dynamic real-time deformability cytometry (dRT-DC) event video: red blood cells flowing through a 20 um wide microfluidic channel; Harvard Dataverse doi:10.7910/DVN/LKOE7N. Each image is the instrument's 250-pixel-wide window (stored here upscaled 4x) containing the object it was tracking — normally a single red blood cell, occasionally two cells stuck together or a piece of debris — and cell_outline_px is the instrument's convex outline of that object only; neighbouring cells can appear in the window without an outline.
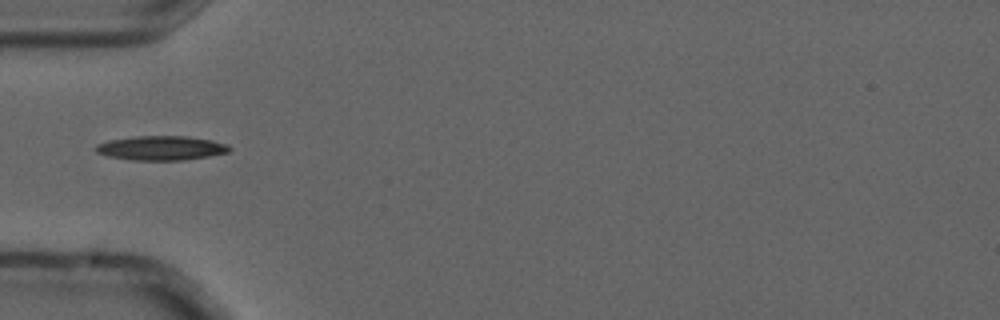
{"species": "common noctule bat (a hibernating species)", "species_latin": "Nyctalus noctula", "temperature_condition": "cold", "stored_images_in_passage": 10, "camera_frame_rate_fps": 3000, "um_per_image_px": 0.085, "animal": {"sex": "male", "forearm_length_mm": 52.5}, "frame": {"image": 1, "passage_image": 5, "time_ms": 1.333, "image_size_px": [1000, 320], "cell_outline_px": [[232, 148], [228, 152], [208, 156], [184, 160], [132, 160], [108, 156], [96, 152], [92, 148], [96, 144], [108, 140], [136, 136], [188, 136], [212, 140], [228, 144]], "centroid_in_image_um": [13.68, 12.58], "position_along_channel_um": 71.3, "area_um2": 19.07}}
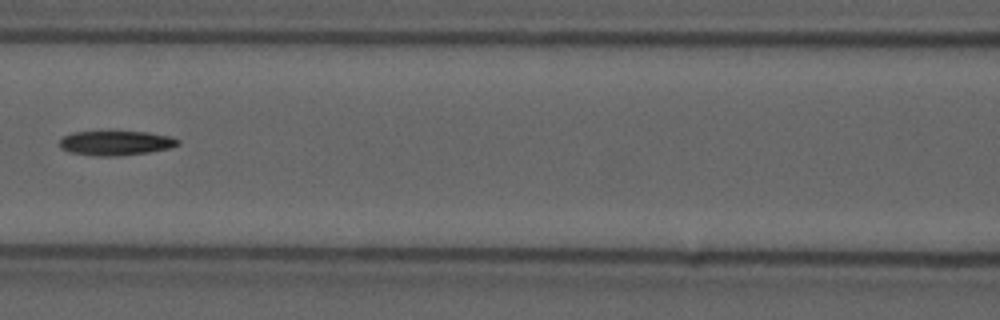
{"frame": {"image": 2, "passage_image": 7, "time_ms": 2.0, "image_size_px": [1000, 320], "cell_outline_px": [[180, 144], [172, 148], [148, 152], [120, 156], [96, 156], [68, 152], [60, 148], [60, 140], [64, 136], [72, 132], [148, 132], [172, 136], [180, 140]], "centroid_in_image_um": [9.88, 12.16], "position_along_channel_um": 156.7, "area_um2": 17.05}}
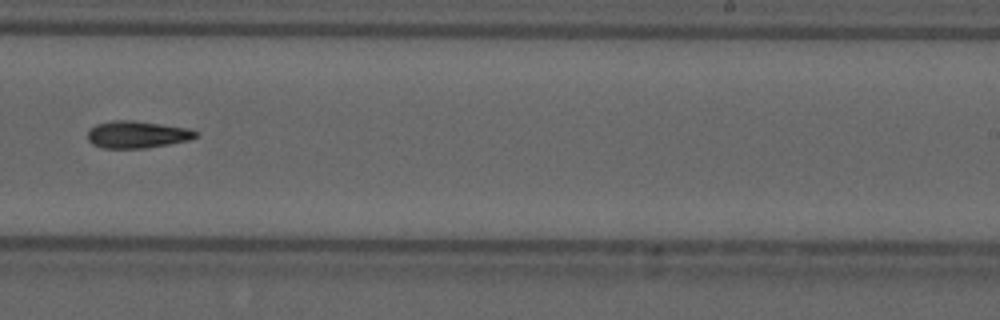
{"frame": {"image": 3, "passage_image": 10, "time_ms": 3.0, "image_size_px": [1000, 320], "cell_outline_px": [[200, 132], [196, 136], [188, 140], [168, 144], [144, 148], [100, 148], [92, 144], [88, 140], [88, 132], [96, 124], [112, 120], [132, 120], [188, 128]], "centroid_in_image_um": [11.63, 11.43], "position_along_channel_um": 277.4, "area_um2": 16.99}}